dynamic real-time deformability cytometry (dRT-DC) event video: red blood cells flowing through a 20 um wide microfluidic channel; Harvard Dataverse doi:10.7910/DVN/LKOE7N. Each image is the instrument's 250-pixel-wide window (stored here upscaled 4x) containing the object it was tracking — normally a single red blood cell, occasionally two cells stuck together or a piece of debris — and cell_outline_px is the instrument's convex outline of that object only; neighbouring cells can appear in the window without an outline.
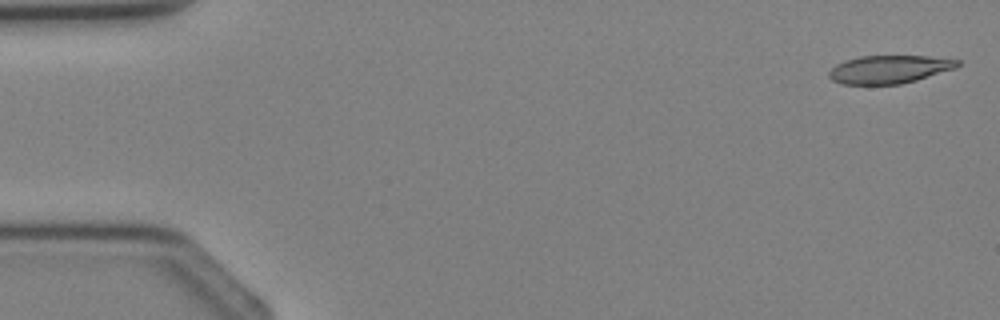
{"species": "Egyptian fruit bat (a non-hibernating species)", "species_latin": "Rousettus aegyptiacus", "temperature_condition": "cold", "stored_images_in_passage": 4, "camera_frame_rate_fps": 3000, "um_per_image_px": 0.085, "animal": {"sex": "female"}, "frame": {"image": 1, "passage_image": 1, "time_ms": 0.0, "image_size_px": [1000, 320], "cell_outline_px": [[960, 64], [956, 68], [916, 80], [900, 84], [840, 84], [832, 80], [828, 76], [828, 72], [836, 64], [844, 60], [860, 56], [928, 56], [960, 60]], "centroid_in_image_um": [75.57, 5.89], "position_along_channel_um": 9.4, "area_um2": 21.04}}
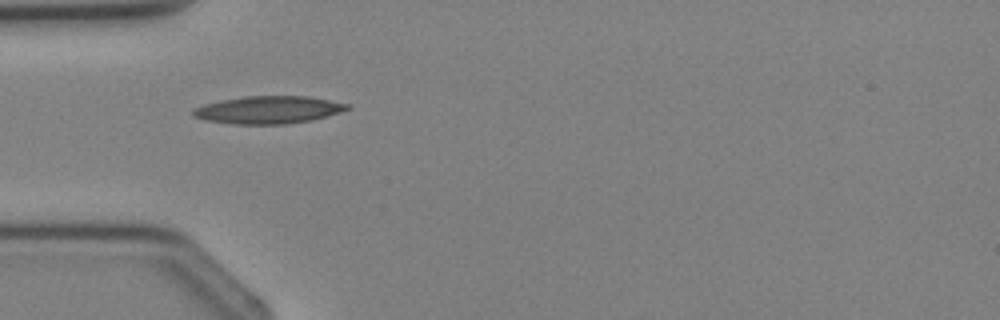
{"frame": {"image": 2, "passage_image": 4, "time_ms": 3.333, "image_size_px": [1000, 320], "cell_outline_px": [[352, 108], [340, 112], [312, 120], [284, 124], [232, 124], [204, 120], [192, 116], [192, 108], [204, 104], [220, 100], [244, 96], [308, 96], [348, 104]], "centroid_in_image_um": [22.76, 9.33], "position_along_channel_um": 62.2, "area_um2": 24.85}}